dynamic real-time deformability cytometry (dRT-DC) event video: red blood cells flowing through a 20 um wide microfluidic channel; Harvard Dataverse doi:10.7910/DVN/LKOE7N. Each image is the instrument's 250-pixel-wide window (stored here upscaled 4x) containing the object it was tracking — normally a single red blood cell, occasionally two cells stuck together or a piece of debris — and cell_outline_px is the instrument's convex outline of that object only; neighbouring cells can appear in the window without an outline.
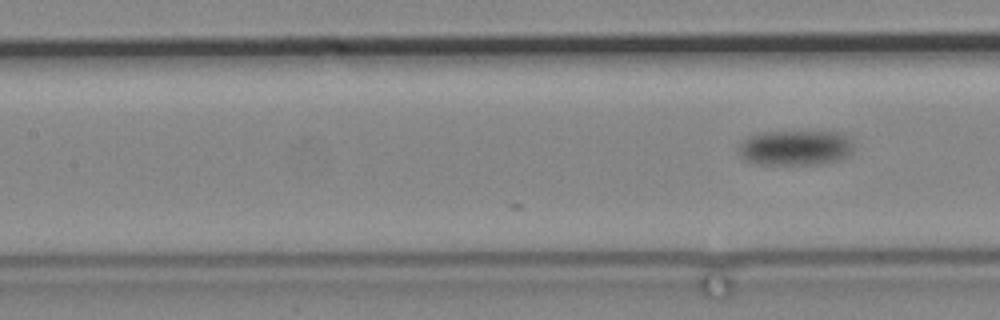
{"species": "common noctule bat (a hibernating species)", "species_latin": "Nyctalus noctula", "temperature_condition": "cold", "stored_images_in_passage": 46, "camera_frame_rate_fps": 3000, "um_per_image_px": 0.085, "animal": {"sex": "male", "body_mass_g": 19.2, "forearm_length_mm": 51.8}, "frame": {"image": 1, "passage_image": 46, "time_ms": 15.0, "image_size_px": [1000, 320], "cell_outline_px": [[852, 152], [848, 156], [840, 160], [816, 164], [756, 164], [744, 160], [740, 156], [736, 148], [748, 136], [760, 132], [844, 132], [852, 140]], "centroid_in_image_um": [67.6, 12.56], "position_along_channel_um": 139.8, "area_um2": 23.87}}